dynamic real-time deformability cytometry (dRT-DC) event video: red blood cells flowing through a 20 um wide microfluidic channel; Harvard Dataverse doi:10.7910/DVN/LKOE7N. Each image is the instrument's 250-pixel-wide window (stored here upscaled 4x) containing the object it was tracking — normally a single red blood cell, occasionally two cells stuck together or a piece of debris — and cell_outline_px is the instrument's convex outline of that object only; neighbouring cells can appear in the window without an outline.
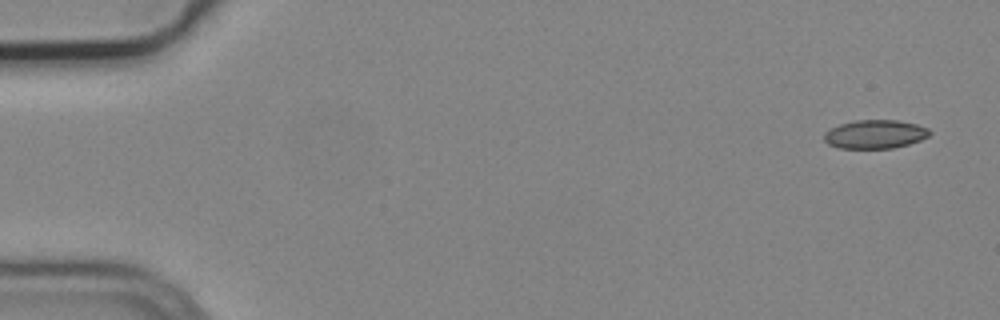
{"species": "common noctule bat (a hibernating species)", "species_latin": "Nyctalus noctula", "temperature_condition": "cold", "stored_images_in_passage": 4, "camera_frame_rate_fps": 3000, "um_per_image_px": 0.085, "animal": {"sex": "male", "body_mass_g": 19.2, "forearm_length_mm": 51.8}, "frame": {"image": 1, "passage_image": 1, "time_ms": 0.0, "image_size_px": [1000, 320], "cell_outline_px": [[932, 132], [928, 136], [920, 140], [908, 144], [892, 148], [840, 148], [828, 144], [824, 140], [824, 132], [828, 128], [840, 124], [856, 120], [900, 120], [916, 124], [928, 128]], "centroid_in_image_um": [74.36, 11.4], "position_along_channel_um": 10.6, "area_um2": 17.69}}